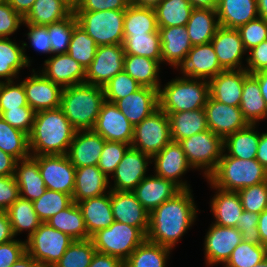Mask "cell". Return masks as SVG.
I'll list each match as a JSON object with an SVG mask.
<instances>
[{
	"instance_id": "cell-1",
	"label": "cell",
	"mask_w": 267,
	"mask_h": 267,
	"mask_svg": "<svg viewBox=\"0 0 267 267\" xmlns=\"http://www.w3.org/2000/svg\"><path fill=\"white\" fill-rule=\"evenodd\" d=\"M194 202L191 189L181 190L151 211L146 239L172 250L197 217Z\"/></svg>"
},
{
	"instance_id": "cell-2",
	"label": "cell",
	"mask_w": 267,
	"mask_h": 267,
	"mask_svg": "<svg viewBox=\"0 0 267 267\" xmlns=\"http://www.w3.org/2000/svg\"><path fill=\"white\" fill-rule=\"evenodd\" d=\"M75 132L60 107L35 112L28 135L31 156L66 155Z\"/></svg>"
},
{
	"instance_id": "cell-3",
	"label": "cell",
	"mask_w": 267,
	"mask_h": 267,
	"mask_svg": "<svg viewBox=\"0 0 267 267\" xmlns=\"http://www.w3.org/2000/svg\"><path fill=\"white\" fill-rule=\"evenodd\" d=\"M104 102L103 87L82 83L63 88L60 108L76 131L93 130Z\"/></svg>"
},
{
	"instance_id": "cell-4",
	"label": "cell",
	"mask_w": 267,
	"mask_h": 267,
	"mask_svg": "<svg viewBox=\"0 0 267 267\" xmlns=\"http://www.w3.org/2000/svg\"><path fill=\"white\" fill-rule=\"evenodd\" d=\"M209 96V81L177 77L159 89V108L166 114L202 109Z\"/></svg>"
},
{
	"instance_id": "cell-5",
	"label": "cell",
	"mask_w": 267,
	"mask_h": 267,
	"mask_svg": "<svg viewBox=\"0 0 267 267\" xmlns=\"http://www.w3.org/2000/svg\"><path fill=\"white\" fill-rule=\"evenodd\" d=\"M207 180L219 189L238 192L267 181V170L256 159H238L225 153Z\"/></svg>"
},
{
	"instance_id": "cell-6",
	"label": "cell",
	"mask_w": 267,
	"mask_h": 267,
	"mask_svg": "<svg viewBox=\"0 0 267 267\" xmlns=\"http://www.w3.org/2000/svg\"><path fill=\"white\" fill-rule=\"evenodd\" d=\"M78 25L97 46L123 44L125 10L74 11Z\"/></svg>"
},
{
	"instance_id": "cell-7",
	"label": "cell",
	"mask_w": 267,
	"mask_h": 267,
	"mask_svg": "<svg viewBox=\"0 0 267 267\" xmlns=\"http://www.w3.org/2000/svg\"><path fill=\"white\" fill-rule=\"evenodd\" d=\"M145 239L146 236L137 227L117 221L91 236L97 252L117 257L123 262Z\"/></svg>"
},
{
	"instance_id": "cell-8",
	"label": "cell",
	"mask_w": 267,
	"mask_h": 267,
	"mask_svg": "<svg viewBox=\"0 0 267 267\" xmlns=\"http://www.w3.org/2000/svg\"><path fill=\"white\" fill-rule=\"evenodd\" d=\"M74 241L68 234L63 233L46 222L26 239L25 248L36 262L42 267H53Z\"/></svg>"
},
{
	"instance_id": "cell-9",
	"label": "cell",
	"mask_w": 267,
	"mask_h": 267,
	"mask_svg": "<svg viewBox=\"0 0 267 267\" xmlns=\"http://www.w3.org/2000/svg\"><path fill=\"white\" fill-rule=\"evenodd\" d=\"M193 169H204L208 178L217 168L224 152L223 139L210 129L178 142Z\"/></svg>"
},
{
	"instance_id": "cell-10",
	"label": "cell",
	"mask_w": 267,
	"mask_h": 267,
	"mask_svg": "<svg viewBox=\"0 0 267 267\" xmlns=\"http://www.w3.org/2000/svg\"><path fill=\"white\" fill-rule=\"evenodd\" d=\"M171 141L169 116L158 108L134 127L131 147L152 157Z\"/></svg>"
},
{
	"instance_id": "cell-11",
	"label": "cell",
	"mask_w": 267,
	"mask_h": 267,
	"mask_svg": "<svg viewBox=\"0 0 267 267\" xmlns=\"http://www.w3.org/2000/svg\"><path fill=\"white\" fill-rule=\"evenodd\" d=\"M45 183L46 189L73 195L75 186V166L67 155H39L32 156Z\"/></svg>"
},
{
	"instance_id": "cell-12",
	"label": "cell",
	"mask_w": 267,
	"mask_h": 267,
	"mask_svg": "<svg viewBox=\"0 0 267 267\" xmlns=\"http://www.w3.org/2000/svg\"><path fill=\"white\" fill-rule=\"evenodd\" d=\"M124 58L122 44L98 46L93 61L85 70V83L104 87L124 70Z\"/></svg>"
},
{
	"instance_id": "cell-13",
	"label": "cell",
	"mask_w": 267,
	"mask_h": 267,
	"mask_svg": "<svg viewBox=\"0 0 267 267\" xmlns=\"http://www.w3.org/2000/svg\"><path fill=\"white\" fill-rule=\"evenodd\" d=\"M183 77L210 81L224 69L220 66L213 45L210 43L194 45L188 54L176 65Z\"/></svg>"
},
{
	"instance_id": "cell-14",
	"label": "cell",
	"mask_w": 267,
	"mask_h": 267,
	"mask_svg": "<svg viewBox=\"0 0 267 267\" xmlns=\"http://www.w3.org/2000/svg\"><path fill=\"white\" fill-rule=\"evenodd\" d=\"M207 127L223 140L249 124L244 119L240 107L229 106L212 99L210 96L204 106Z\"/></svg>"
},
{
	"instance_id": "cell-15",
	"label": "cell",
	"mask_w": 267,
	"mask_h": 267,
	"mask_svg": "<svg viewBox=\"0 0 267 267\" xmlns=\"http://www.w3.org/2000/svg\"><path fill=\"white\" fill-rule=\"evenodd\" d=\"M154 162L156 176L172 181L181 190L190 189L187 182L179 180L188 169L192 168L187 162L185 153L178 142H169L164 149L151 157Z\"/></svg>"
},
{
	"instance_id": "cell-16",
	"label": "cell",
	"mask_w": 267,
	"mask_h": 267,
	"mask_svg": "<svg viewBox=\"0 0 267 267\" xmlns=\"http://www.w3.org/2000/svg\"><path fill=\"white\" fill-rule=\"evenodd\" d=\"M241 242V232L236 227L211 224L204 240L206 265L225 264L234 248Z\"/></svg>"
},
{
	"instance_id": "cell-17",
	"label": "cell",
	"mask_w": 267,
	"mask_h": 267,
	"mask_svg": "<svg viewBox=\"0 0 267 267\" xmlns=\"http://www.w3.org/2000/svg\"><path fill=\"white\" fill-rule=\"evenodd\" d=\"M148 163L151 164L150 155L130 147L112 174L114 186L110 190L134 191L147 176Z\"/></svg>"
},
{
	"instance_id": "cell-18",
	"label": "cell",
	"mask_w": 267,
	"mask_h": 267,
	"mask_svg": "<svg viewBox=\"0 0 267 267\" xmlns=\"http://www.w3.org/2000/svg\"><path fill=\"white\" fill-rule=\"evenodd\" d=\"M32 70L34 73L22 81L29 107L35 112L59 108L63 87Z\"/></svg>"
},
{
	"instance_id": "cell-19",
	"label": "cell",
	"mask_w": 267,
	"mask_h": 267,
	"mask_svg": "<svg viewBox=\"0 0 267 267\" xmlns=\"http://www.w3.org/2000/svg\"><path fill=\"white\" fill-rule=\"evenodd\" d=\"M93 130L106 141L123 142L131 145L134 127L114 103L102 104Z\"/></svg>"
},
{
	"instance_id": "cell-20",
	"label": "cell",
	"mask_w": 267,
	"mask_h": 267,
	"mask_svg": "<svg viewBox=\"0 0 267 267\" xmlns=\"http://www.w3.org/2000/svg\"><path fill=\"white\" fill-rule=\"evenodd\" d=\"M114 221L137 227L145 236L149 227V212L137 200L133 191L110 190Z\"/></svg>"
},
{
	"instance_id": "cell-21",
	"label": "cell",
	"mask_w": 267,
	"mask_h": 267,
	"mask_svg": "<svg viewBox=\"0 0 267 267\" xmlns=\"http://www.w3.org/2000/svg\"><path fill=\"white\" fill-rule=\"evenodd\" d=\"M105 141L94 130L76 131L66 155L75 168L98 165Z\"/></svg>"
},
{
	"instance_id": "cell-22",
	"label": "cell",
	"mask_w": 267,
	"mask_h": 267,
	"mask_svg": "<svg viewBox=\"0 0 267 267\" xmlns=\"http://www.w3.org/2000/svg\"><path fill=\"white\" fill-rule=\"evenodd\" d=\"M220 66L224 70L245 69L242 66V56L246 54L240 34L237 29L219 27L211 40Z\"/></svg>"
},
{
	"instance_id": "cell-23",
	"label": "cell",
	"mask_w": 267,
	"mask_h": 267,
	"mask_svg": "<svg viewBox=\"0 0 267 267\" xmlns=\"http://www.w3.org/2000/svg\"><path fill=\"white\" fill-rule=\"evenodd\" d=\"M135 127L159 108V90L141 87L136 92L114 103Z\"/></svg>"
},
{
	"instance_id": "cell-24",
	"label": "cell",
	"mask_w": 267,
	"mask_h": 267,
	"mask_svg": "<svg viewBox=\"0 0 267 267\" xmlns=\"http://www.w3.org/2000/svg\"><path fill=\"white\" fill-rule=\"evenodd\" d=\"M245 69L224 70L209 81L210 97L229 106L240 107Z\"/></svg>"
},
{
	"instance_id": "cell-25",
	"label": "cell",
	"mask_w": 267,
	"mask_h": 267,
	"mask_svg": "<svg viewBox=\"0 0 267 267\" xmlns=\"http://www.w3.org/2000/svg\"><path fill=\"white\" fill-rule=\"evenodd\" d=\"M41 72L63 88L85 83V68L68 53L50 56L44 61V69Z\"/></svg>"
},
{
	"instance_id": "cell-26",
	"label": "cell",
	"mask_w": 267,
	"mask_h": 267,
	"mask_svg": "<svg viewBox=\"0 0 267 267\" xmlns=\"http://www.w3.org/2000/svg\"><path fill=\"white\" fill-rule=\"evenodd\" d=\"M181 189L172 181L156 175L146 176L134 189L142 206L150 213L166 200L173 198Z\"/></svg>"
},
{
	"instance_id": "cell-27",
	"label": "cell",
	"mask_w": 267,
	"mask_h": 267,
	"mask_svg": "<svg viewBox=\"0 0 267 267\" xmlns=\"http://www.w3.org/2000/svg\"><path fill=\"white\" fill-rule=\"evenodd\" d=\"M109 177H107L97 166H85L76 168L75 186L73 191V202L78 203L83 200L105 195L110 192Z\"/></svg>"
},
{
	"instance_id": "cell-28",
	"label": "cell",
	"mask_w": 267,
	"mask_h": 267,
	"mask_svg": "<svg viewBox=\"0 0 267 267\" xmlns=\"http://www.w3.org/2000/svg\"><path fill=\"white\" fill-rule=\"evenodd\" d=\"M219 25L238 29L259 17L257 0H218L216 7Z\"/></svg>"
},
{
	"instance_id": "cell-29",
	"label": "cell",
	"mask_w": 267,
	"mask_h": 267,
	"mask_svg": "<svg viewBox=\"0 0 267 267\" xmlns=\"http://www.w3.org/2000/svg\"><path fill=\"white\" fill-rule=\"evenodd\" d=\"M161 38L162 62L174 68L192 48L186 26L158 27Z\"/></svg>"
},
{
	"instance_id": "cell-30",
	"label": "cell",
	"mask_w": 267,
	"mask_h": 267,
	"mask_svg": "<svg viewBox=\"0 0 267 267\" xmlns=\"http://www.w3.org/2000/svg\"><path fill=\"white\" fill-rule=\"evenodd\" d=\"M14 177L18 184L21 198L33 202L46 191L38 162L32 156L17 161Z\"/></svg>"
},
{
	"instance_id": "cell-31",
	"label": "cell",
	"mask_w": 267,
	"mask_h": 267,
	"mask_svg": "<svg viewBox=\"0 0 267 267\" xmlns=\"http://www.w3.org/2000/svg\"><path fill=\"white\" fill-rule=\"evenodd\" d=\"M208 182L217 193L210 205L216 220L215 224L222 227H236L244 211L238 192L222 190L215 187L209 180Z\"/></svg>"
},
{
	"instance_id": "cell-32",
	"label": "cell",
	"mask_w": 267,
	"mask_h": 267,
	"mask_svg": "<svg viewBox=\"0 0 267 267\" xmlns=\"http://www.w3.org/2000/svg\"><path fill=\"white\" fill-rule=\"evenodd\" d=\"M77 205L81 209L86 229L90 236L98 230L108 228L114 222L110 192L83 200L78 202Z\"/></svg>"
},
{
	"instance_id": "cell-33",
	"label": "cell",
	"mask_w": 267,
	"mask_h": 267,
	"mask_svg": "<svg viewBox=\"0 0 267 267\" xmlns=\"http://www.w3.org/2000/svg\"><path fill=\"white\" fill-rule=\"evenodd\" d=\"M219 27L217 11L210 8H193L186 24L193 46L210 43Z\"/></svg>"
},
{
	"instance_id": "cell-34",
	"label": "cell",
	"mask_w": 267,
	"mask_h": 267,
	"mask_svg": "<svg viewBox=\"0 0 267 267\" xmlns=\"http://www.w3.org/2000/svg\"><path fill=\"white\" fill-rule=\"evenodd\" d=\"M73 12L74 6L67 0H36L24 22L48 26L68 18Z\"/></svg>"
},
{
	"instance_id": "cell-35",
	"label": "cell",
	"mask_w": 267,
	"mask_h": 267,
	"mask_svg": "<svg viewBox=\"0 0 267 267\" xmlns=\"http://www.w3.org/2000/svg\"><path fill=\"white\" fill-rule=\"evenodd\" d=\"M27 45L24 42L19 47L9 38H0V78L5 82L13 81L23 67L30 66L31 59L25 54Z\"/></svg>"
},
{
	"instance_id": "cell-36",
	"label": "cell",
	"mask_w": 267,
	"mask_h": 267,
	"mask_svg": "<svg viewBox=\"0 0 267 267\" xmlns=\"http://www.w3.org/2000/svg\"><path fill=\"white\" fill-rule=\"evenodd\" d=\"M172 141L179 142L208 130L204 108L192 111L168 113Z\"/></svg>"
},
{
	"instance_id": "cell-37",
	"label": "cell",
	"mask_w": 267,
	"mask_h": 267,
	"mask_svg": "<svg viewBox=\"0 0 267 267\" xmlns=\"http://www.w3.org/2000/svg\"><path fill=\"white\" fill-rule=\"evenodd\" d=\"M240 110L250 125H256L259 120L267 117L266 102L262 97L259 83L252 74L244 78Z\"/></svg>"
},
{
	"instance_id": "cell-38",
	"label": "cell",
	"mask_w": 267,
	"mask_h": 267,
	"mask_svg": "<svg viewBox=\"0 0 267 267\" xmlns=\"http://www.w3.org/2000/svg\"><path fill=\"white\" fill-rule=\"evenodd\" d=\"M160 63L157 60L149 59L144 56L125 54L124 71L141 87H149L159 90Z\"/></svg>"
},
{
	"instance_id": "cell-39",
	"label": "cell",
	"mask_w": 267,
	"mask_h": 267,
	"mask_svg": "<svg viewBox=\"0 0 267 267\" xmlns=\"http://www.w3.org/2000/svg\"><path fill=\"white\" fill-rule=\"evenodd\" d=\"M256 125L236 131L223 140L224 152L227 149L230 157L238 159H255L259 145L260 133L255 131Z\"/></svg>"
},
{
	"instance_id": "cell-40",
	"label": "cell",
	"mask_w": 267,
	"mask_h": 267,
	"mask_svg": "<svg viewBox=\"0 0 267 267\" xmlns=\"http://www.w3.org/2000/svg\"><path fill=\"white\" fill-rule=\"evenodd\" d=\"M46 223L51 227L68 234L74 240L91 238L86 229L81 209L75 202L49 218Z\"/></svg>"
},
{
	"instance_id": "cell-41",
	"label": "cell",
	"mask_w": 267,
	"mask_h": 267,
	"mask_svg": "<svg viewBox=\"0 0 267 267\" xmlns=\"http://www.w3.org/2000/svg\"><path fill=\"white\" fill-rule=\"evenodd\" d=\"M6 213L14 236L26 230L29 232L28 238L42 223L34 210L33 202L21 197L6 210Z\"/></svg>"
},
{
	"instance_id": "cell-42",
	"label": "cell",
	"mask_w": 267,
	"mask_h": 267,
	"mask_svg": "<svg viewBox=\"0 0 267 267\" xmlns=\"http://www.w3.org/2000/svg\"><path fill=\"white\" fill-rule=\"evenodd\" d=\"M124 35H139L159 32L156 13L153 8L128 5L125 9Z\"/></svg>"
},
{
	"instance_id": "cell-43",
	"label": "cell",
	"mask_w": 267,
	"mask_h": 267,
	"mask_svg": "<svg viewBox=\"0 0 267 267\" xmlns=\"http://www.w3.org/2000/svg\"><path fill=\"white\" fill-rule=\"evenodd\" d=\"M170 250L145 239L124 261V267H166Z\"/></svg>"
},
{
	"instance_id": "cell-44",
	"label": "cell",
	"mask_w": 267,
	"mask_h": 267,
	"mask_svg": "<svg viewBox=\"0 0 267 267\" xmlns=\"http://www.w3.org/2000/svg\"><path fill=\"white\" fill-rule=\"evenodd\" d=\"M154 10L158 27L186 26L193 7L188 0H163Z\"/></svg>"
},
{
	"instance_id": "cell-45",
	"label": "cell",
	"mask_w": 267,
	"mask_h": 267,
	"mask_svg": "<svg viewBox=\"0 0 267 267\" xmlns=\"http://www.w3.org/2000/svg\"><path fill=\"white\" fill-rule=\"evenodd\" d=\"M125 54L144 56L162 63L161 38L159 32L139 35H124Z\"/></svg>"
},
{
	"instance_id": "cell-46",
	"label": "cell",
	"mask_w": 267,
	"mask_h": 267,
	"mask_svg": "<svg viewBox=\"0 0 267 267\" xmlns=\"http://www.w3.org/2000/svg\"><path fill=\"white\" fill-rule=\"evenodd\" d=\"M0 150L12 155L17 160L31 156L28 134L12 127L0 117Z\"/></svg>"
},
{
	"instance_id": "cell-47",
	"label": "cell",
	"mask_w": 267,
	"mask_h": 267,
	"mask_svg": "<svg viewBox=\"0 0 267 267\" xmlns=\"http://www.w3.org/2000/svg\"><path fill=\"white\" fill-rule=\"evenodd\" d=\"M97 48L95 41L77 25L73 30L67 53L86 70L93 61Z\"/></svg>"
},
{
	"instance_id": "cell-48",
	"label": "cell",
	"mask_w": 267,
	"mask_h": 267,
	"mask_svg": "<svg viewBox=\"0 0 267 267\" xmlns=\"http://www.w3.org/2000/svg\"><path fill=\"white\" fill-rule=\"evenodd\" d=\"M95 253L91 238L74 240L53 267H89Z\"/></svg>"
},
{
	"instance_id": "cell-49",
	"label": "cell",
	"mask_w": 267,
	"mask_h": 267,
	"mask_svg": "<svg viewBox=\"0 0 267 267\" xmlns=\"http://www.w3.org/2000/svg\"><path fill=\"white\" fill-rule=\"evenodd\" d=\"M72 203L73 198L69 194L46 189L40 198L33 201V206L39 219L42 222H46L58 212L69 207Z\"/></svg>"
},
{
	"instance_id": "cell-50",
	"label": "cell",
	"mask_w": 267,
	"mask_h": 267,
	"mask_svg": "<svg viewBox=\"0 0 267 267\" xmlns=\"http://www.w3.org/2000/svg\"><path fill=\"white\" fill-rule=\"evenodd\" d=\"M267 257V247L242 241L238 244L224 267H253Z\"/></svg>"
},
{
	"instance_id": "cell-51",
	"label": "cell",
	"mask_w": 267,
	"mask_h": 267,
	"mask_svg": "<svg viewBox=\"0 0 267 267\" xmlns=\"http://www.w3.org/2000/svg\"><path fill=\"white\" fill-rule=\"evenodd\" d=\"M78 25L74 12L66 19L47 26L52 54L67 53L74 28Z\"/></svg>"
},
{
	"instance_id": "cell-52",
	"label": "cell",
	"mask_w": 267,
	"mask_h": 267,
	"mask_svg": "<svg viewBox=\"0 0 267 267\" xmlns=\"http://www.w3.org/2000/svg\"><path fill=\"white\" fill-rule=\"evenodd\" d=\"M141 88V85L132 79L124 70L113 77L104 87L105 101L115 103Z\"/></svg>"
},
{
	"instance_id": "cell-53",
	"label": "cell",
	"mask_w": 267,
	"mask_h": 267,
	"mask_svg": "<svg viewBox=\"0 0 267 267\" xmlns=\"http://www.w3.org/2000/svg\"><path fill=\"white\" fill-rule=\"evenodd\" d=\"M14 83V81L0 82V112L29 107L23 83L17 85Z\"/></svg>"
},
{
	"instance_id": "cell-54",
	"label": "cell",
	"mask_w": 267,
	"mask_h": 267,
	"mask_svg": "<svg viewBox=\"0 0 267 267\" xmlns=\"http://www.w3.org/2000/svg\"><path fill=\"white\" fill-rule=\"evenodd\" d=\"M245 211L261 213L267 209V181L238 191Z\"/></svg>"
},
{
	"instance_id": "cell-55",
	"label": "cell",
	"mask_w": 267,
	"mask_h": 267,
	"mask_svg": "<svg viewBox=\"0 0 267 267\" xmlns=\"http://www.w3.org/2000/svg\"><path fill=\"white\" fill-rule=\"evenodd\" d=\"M130 147L131 145L123 142L105 141L97 166L108 177L109 174L115 172L116 167Z\"/></svg>"
},
{
	"instance_id": "cell-56",
	"label": "cell",
	"mask_w": 267,
	"mask_h": 267,
	"mask_svg": "<svg viewBox=\"0 0 267 267\" xmlns=\"http://www.w3.org/2000/svg\"><path fill=\"white\" fill-rule=\"evenodd\" d=\"M237 30L247 52L267 40V20L264 18L258 17L239 27Z\"/></svg>"
},
{
	"instance_id": "cell-57",
	"label": "cell",
	"mask_w": 267,
	"mask_h": 267,
	"mask_svg": "<svg viewBox=\"0 0 267 267\" xmlns=\"http://www.w3.org/2000/svg\"><path fill=\"white\" fill-rule=\"evenodd\" d=\"M35 111L31 107H20L0 112V117L9 125L30 134L33 126Z\"/></svg>"
},
{
	"instance_id": "cell-58",
	"label": "cell",
	"mask_w": 267,
	"mask_h": 267,
	"mask_svg": "<svg viewBox=\"0 0 267 267\" xmlns=\"http://www.w3.org/2000/svg\"><path fill=\"white\" fill-rule=\"evenodd\" d=\"M259 213L243 211L236 226L241 232L242 241L251 244H261L258 230Z\"/></svg>"
},
{
	"instance_id": "cell-59",
	"label": "cell",
	"mask_w": 267,
	"mask_h": 267,
	"mask_svg": "<svg viewBox=\"0 0 267 267\" xmlns=\"http://www.w3.org/2000/svg\"><path fill=\"white\" fill-rule=\"evenodd\" d=\"M24 19L14 11V9L5 2L0 4V38H9L17 31Z\"/></svg>"
},
{
	"instance_id": "cell-60",
	"label": "cell",
	"mask_w": 267,
	"mask_h": 267,
	"mask_svg": "<svg viewBox=\"0 0 267 267\" xmlns=\"http://www.w3.org/2000/svg\"><path fill=\"white\" fill-rule=\"evenodd\" d=\"M23 24L26 25L29 29V32L26 35L30 40L31 47L41 53L51 54V39L49 38L47 26L33 25L26 22H23Z\"/></svg>"
},
{
	"instance_id": "cell-61",
	"label": "cell",
	"mask_w": 267,
	"mask_h": 267,
	"mask_svg": "<svg viewBox=\"0 0 267 267\" xmlns=\"http://www.w3.org/2000/svg\"><path fill=\"white\" fill-rule=\"evenodd\" d=\"M247 54L246 62L248 66L245 70L249 74L267 70V40L250 49Z\"/></svg>"
},
{
	"instance_id": "cell-62",
	"label": "cell",
	"mask_w": 267,
	"mask_h": 267,
	"mask_svg": "<svg viewBox=\"0 0 267 267\" xmlns=\"http://www.w3.org/2000/svg\"><path fill=\"white\" fill-rule=\"evenodd\" d=\"M25 253V241L13 239L0 244V267L13 265Z\"/></svg>"
},
{
	"instance_id": "cell-63",
	"label": "cell",
	"mask_w": 267,
	"mask_h": 267,
	"mask_svg": "<svg viewBox=\"0 0 267 267\" xmlns=\"http://www.w3.org/2000/svg\"><path fill=\"white\" fill-rule=\"evenodd\" d=\"M127 7L124 0H78L74 11L125 10Z\"/></svg>"
},
{
	"instance_id": "cell-64",
	"label": "cell",
	"mask_w": 267,
	"mask_h": 267,
	"mask_svg": "<svg viewBox=\"0 0 267 267\" xmlns=\"http://www.w3.org/2000/svg\"><path fill=\"white\" fill-rule=\"evenodd\" d=\"M19 197L14 175L0 177V210L6 211Z\"/></svg>"
},
{
	"instance_id": "cell-65",
	"label": "cell",
	"mask_w": 267,
	"mask_h": 267,
	"mask_svg": "<svg viewBox=\"0 0 267 267\" xmlns=\"http://www.w3.org/2000/svg\"><path fill=\"white\" fill-rule=\"evenodd\" d=\"M89 267H124V262L117 257L96 251Z\"/></svg>"
},
{
	"instance_id": "cell-66",
	"label": "cell",
	"mask_w": 267,
	"mask_h": 267,
	"mask_svg": "<svg viewBox=\"0 0 267 267\" xmlns=\"http://www.w3.org/2000/svg\"><path fill=\"white\" fill-rule=\"evenodd\" d=\"M17 161L12 155L0 150V177L13 176Z\"/></svg>"
},
{
	"instance_id": "cell-67",
	"label": "cell",
	"mask_w": 267,
	"mask_h": 267,
	"mask_svg": "<svg viewBox=\"0 0 267 267\" xmlns=\"http://www.w3.org/2000/svg\"><path fill=\"white\" fill-rule=\"evenodd\" d=\"M14 237L6 211L0 210V244L9 242Z\"/></svg>"
},
{
	"instance_id": "cell-68",
	"label": "cell",
	"mask_w": 267,
	"mask_h": 267,
	"mask_svg": "<svg viewBox=\"0 0 267 267\" xmlns=\"http://www.w3.org/2000/svg\"><path fill=\"white\" fill-rule=\"evenodd\" d=\"M36 0H7L8 4L18 13L23 19L32 9Z\"/></svg>"
},
{
	"instance_id": "cell-69",
	"label": "cell",
	"mask_w": 267,
	"mask_h": 267,
	"mask_svg": "<svg viewBox=\"0 0 267 267\" xmlns=\"http://www.w3.org/2000/svg\"><path fill=\"white\" fill-rule=\"evenodd\" d=\"M255 159L267 170V133H260L259 145Z\"/></svg>"
},
{
	"instance_id": "cell-70",
	"label": "cell",
	"mask_w": 267,
	"mask_h": 267,
	"mask_svg": "<svg viewBox=\"0 0 267 267\" xmlns=\"http://www.w3.org/2000/svg\"><path fill=\"white\" fill-rule=\"evenodd\" d=\"M258 230L261 239V245L267 247V209L259 215Z\"/></svg>"
},
{
	"instance_id": "cell-71",
	"label": "cell",
	"mask_w": 267,
	"mask_h": 267,
	"mask_svg": "<svg viewBox=\"0 0 267 267\" xmlns=\"http://www.w3.org/2000/svg\"><path fill=\"white\" fill-rule=\"evenodd\" d=\"M258 81L262 97L267 105V70L252 74Z\"/></svg>"
},
{
	"instance_id": "cell-72",
	"label": "cell",
	"mask_w": 267,
	"mask_h": 267,
	"mask_svg": "<svg viewBox=\"0 0 267 267\" xmlns=\"http://www.w3.org/2000/svg\"><path fill=\"white\" fill-rule=\"evenodd\" d=\"M8 267H42L28 253L22 255L13 265Z\"/></svg>"
},
{
	"instance_id": "cell-73",
	"label": "cell",
	"mask_w": 267,
	"mask_h": 267,
	"mask_svg": "<svg viewBox=\"0 0 267 267\" xmlns=\"http://www.w3.org/2000/svg\"><path fill=\"white\" fill-rule=\"evenodd\" d=\"M193 8L216 9L218 0H188Z\"/></svg>"
},
{
	"instance_id": "cell-74",
	"label": "cell",
	"mask_w": 267,
	"mask_h": 267,
	"mask_svg": "<svg viewBox=\"0 0 267 267\" xmlns=\"http://www.w3.org/2000/svg\"><path fill=\"white\" fill-rule=\"evenodd\" d=\"M163 0H134V5L146 8H155Z\"/></svg>"
},
{
	"instance_id": "cell-75",
	"label": "cell",
	"mask_w": 267,
	"mask_h": 267,
	"mask_svg": "<svg viewBox=\"0 0 267 267\" xmlns=\"http://www.w3.org/2000/svg\"><path fill=\"white\" fill-rule=\"evenodd\" d=\"M258 15L267 20V0H257Z\"/></svg>"
},
{
	"instance_id": "cell-76",
	"label": "cell",
	"mask_w": 267,
	"mask_h": 267,
	"mask_svg": "<svg viewBox=\"0 0 267 267\" xmlns=\"http://www.w3.org/2000/svg\"><path fill=\"white\" fill-rule=\"evenodd\" d=\"M253 267H267V257L261 263L255 265Z\"/></svg>"
},
{
	"instance_id": "cell-77",
	"label": "cell",
	"mask_w": 267,
	"mask_h": 267,
	"mask_svg": "<svg viewBox=\"0 0 267 267\" xmlns=\"http://www.w3.org/2000/svg\"><path fill=\"white\" fill-rule=\"evenodd\" d=\"M128 5H134V0H124Z\"/></svg>"
},
{
	"instance_id": "cell-78",
	"label": "cell",
	"mask_w": 267,
	"mask_h": 267,
	"mask_svg": "<svg viewBox=\"0 0 267 267\" xmlns=\"http://www.w3.org/2000/svg\"><path fill=\"white\" fill-rule=\"evenodd\" d=\"M69 3H71L73 6L78 2V0H67Z\"/></svg>"
},
{
	"instance_id": "cell-79",
	"label": "cell",
	"mask_w": 267,
	"mask_h": 267,
	"mask_svg": "<svg viewBox=\"0 0 267 267\" xmlns=\"http://www.w3.org/2000/svg\"><path fill=\"white\" fill-rule=\"evenodd\" d=\"M7 2V0H0V4Z\"/></svg>"
}]
</instances>
